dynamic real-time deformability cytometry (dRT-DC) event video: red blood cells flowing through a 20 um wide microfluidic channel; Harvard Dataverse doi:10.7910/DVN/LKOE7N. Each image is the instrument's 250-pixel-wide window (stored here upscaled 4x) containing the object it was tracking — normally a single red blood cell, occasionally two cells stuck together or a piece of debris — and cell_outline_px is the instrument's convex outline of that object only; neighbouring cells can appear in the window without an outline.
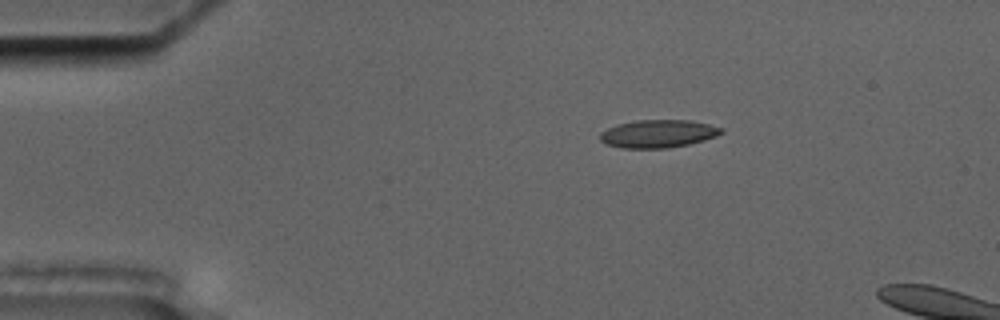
{"species": "common noctule bat (a hibernating species)", "species_latin": "Nyctalus noctula", "temperature_condition": "cold", "stored_images_in_passage": 4, "camera_frame_rate_fps": 3000, "um_per_image_px": 0.085, "animal": {"sex": "male", "body_mass_g": 17.5, "forearm_length_mm": 52.3}, "frame": {"image": 1, "passage_image": 2, "time_ms": 1.333, "image_size_px": [1000, 320], "cell_outline_px": [[724, 132], [716, 136], [704, 140], [688, 144], [668, 148], [620, 148], [608, 144], [600, 140], [600, 132], [616, 124], [636, 120], [692, 120], [724, 128]], "centroid_in_image_um": [55.95, 11.36], "position_along_channel_um": 29.1, "area_um2": 19.77}}